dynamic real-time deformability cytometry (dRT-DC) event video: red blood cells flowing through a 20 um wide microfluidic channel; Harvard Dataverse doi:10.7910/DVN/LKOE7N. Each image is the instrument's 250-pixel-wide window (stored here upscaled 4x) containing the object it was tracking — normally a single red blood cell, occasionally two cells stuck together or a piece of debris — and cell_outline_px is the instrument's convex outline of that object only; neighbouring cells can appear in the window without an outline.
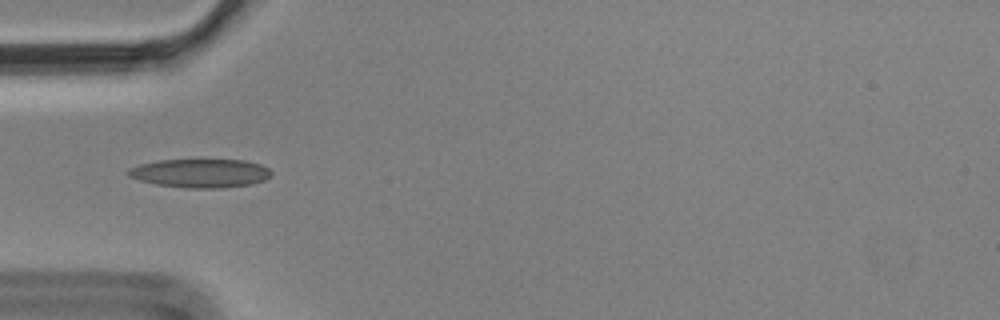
{"species": "Egyptian fruit bat (a non-hibernating species)", "species_latin": "Rousettus aegyptiacus", "temperature_condition": "cold", "stored_images_in_passage": 3, "camera_frame_rate_fps": 3000, "um_per_image_px": 0.085, "animal": {"sex": "male"}, "frame": {"image": 1, "passage_image": 1, "time_ms": 0.0, "image_size_px": [1000, 320], "cell_outline_px": [[272, 172], [264, 180], [252, 184], [224, 188], [184, 188], [156, 184], [140, 180], [128, 176], [124, 172], [128, 168], [140, 164], [160, 160], [244, 160], [260, 164], [268, 168]], "centroid_in_image_um": [17.0, 14.73], "position_along_channel_um": 68.0, "area_um2": 23.99}}